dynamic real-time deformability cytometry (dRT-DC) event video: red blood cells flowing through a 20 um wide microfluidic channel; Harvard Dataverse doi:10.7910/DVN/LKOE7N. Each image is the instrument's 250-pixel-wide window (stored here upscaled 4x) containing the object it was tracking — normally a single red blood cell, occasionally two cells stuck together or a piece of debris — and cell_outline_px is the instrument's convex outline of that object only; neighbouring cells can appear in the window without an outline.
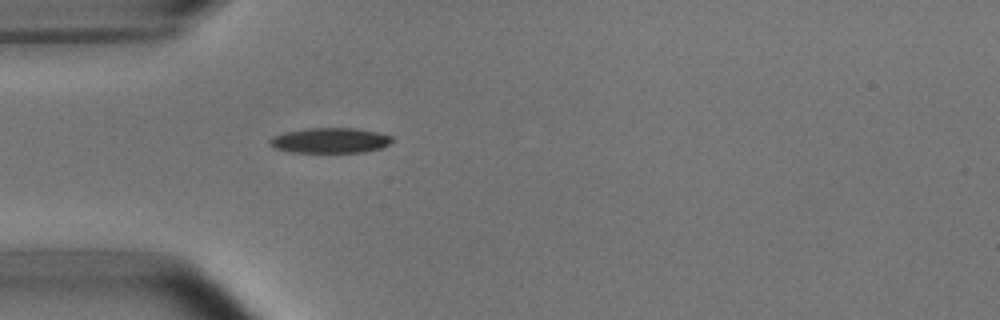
{"species": "common noctule bat (a hibernating species)", "species_latin": "Nyctalus noctula", "temperature_condition": "room temperature", "stored_images_in_passage": 32, "camera_frame_rate_fps": 3000, "um_per_image_px": 0.085, "animal": {"sex": "male", "body_mass_g": 15.6}, "frame": {"image": 1, "passage_image": 2, "time_ms": 0.333, "image_size_px": [1000, 320], "cell_outline_px": [[392, 140], [388, 144], [380, 148], [364, 152], [292, 152], [276, 148], [268, 144], [268, 140], [272, 136], [284, 132], [308, 128], [356, 128], [380, 132], [392, 136]], "centroid_in_image_um": [28.04, 11.93], "position_along_channel_um": 57.0, "area_um2": 18.03}}
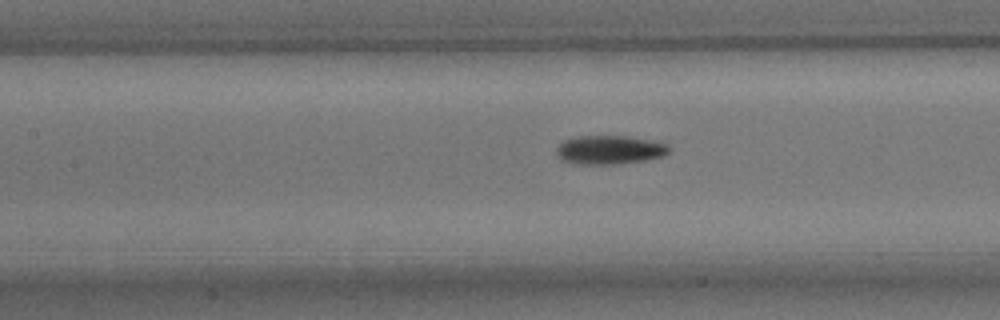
{"frame": {"image": 2, "passage_image": 10, "time_ms": 3.0, "image_size_px": [1000, 320], "cell_outline_px": [[672, 148], [664, 156], [644, 160], [612, 164], [584, 164], [560, 160], [556, 152], [556, 148], [564, 140], [576, 136], [624, 136], [648, 140], [668, 144]], "centroid_in_image_um": [51.81, 12.73], "position_along_channel_um": 155.6, "area_um2": 18.73}}
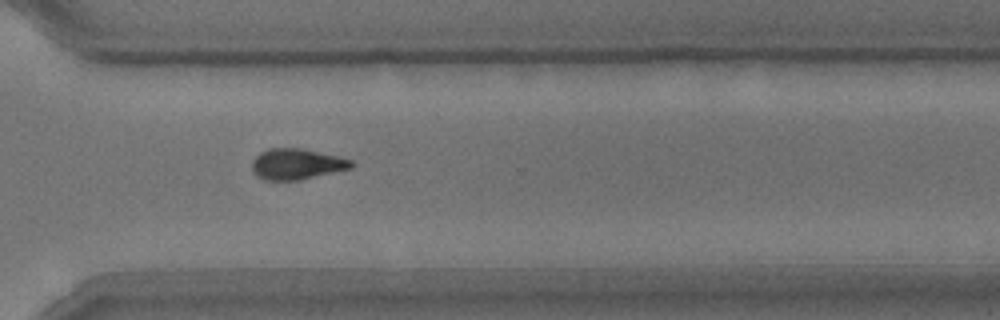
{"frame": {"image": 3, "passage_image": 25, "time_ms": 8.0, "image_size_px": [1000, 320], "cell_outline_px": [[356, 164], [352, 168], [300, 180], [264, 180], [256, 176], [252, 172], [252, 160], [260, 152], [268, 148], [300, 148], [336, 156], [352, 160]], "centroid_in_image_um": [25.19, 13.95], "position_along_channel_um": 345.4, "area_um2": 17.92}, "authors_computed_cell_mechanics": {"area_um2": 18.785, "velocity_mm_per_s": 3.8038, "shape_relaxation_time_tau1_ms": 2.6796, "shape_relaxation_time_tau2_ms": 4.1317, "deformation_change_tau1": 0.1281, "deformation_change_tau2": 0.1209}}